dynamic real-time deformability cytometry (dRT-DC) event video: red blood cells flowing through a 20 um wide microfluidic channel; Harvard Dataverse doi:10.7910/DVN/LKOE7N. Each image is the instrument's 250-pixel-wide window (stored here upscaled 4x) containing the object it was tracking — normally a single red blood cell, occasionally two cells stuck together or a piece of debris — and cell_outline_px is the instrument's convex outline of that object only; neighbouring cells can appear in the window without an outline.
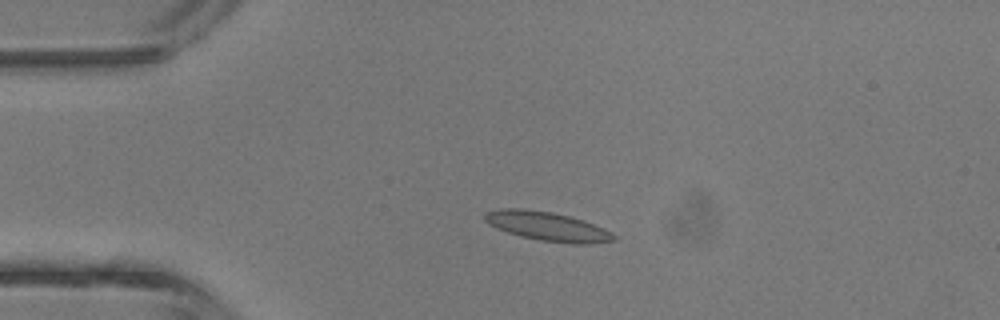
{"species": "common noctule bat (a hibernating species)", "species_latin": "Nyctalus noctula", "temperature_condition": "room temperature", "stored_images_in_passage": 4, "camera_frame_rate_fps": 3000, "um_per_image_px": 0.085, "animal": {"sex": "male", "body_mass_g": 13.3}, "frame": {"image": 1, "passage_image": 3, "time_ms": 2.333, "image_size_px": [1000, 320], "cell_outline_px": [[616, 240], [588, 244], [572, 244], [540, 240], [520, 236], [496, 228], [488, 224], [484, 220], [484, 212], [500, 208], [520, 208], [552, 212], [584, 220], [604, 228], [612, 232], [616, 236]], "centroid_in_image_um": [46.52, 19.24], "position_along_channel_um": 38.5, "area_um2": 21.96}}